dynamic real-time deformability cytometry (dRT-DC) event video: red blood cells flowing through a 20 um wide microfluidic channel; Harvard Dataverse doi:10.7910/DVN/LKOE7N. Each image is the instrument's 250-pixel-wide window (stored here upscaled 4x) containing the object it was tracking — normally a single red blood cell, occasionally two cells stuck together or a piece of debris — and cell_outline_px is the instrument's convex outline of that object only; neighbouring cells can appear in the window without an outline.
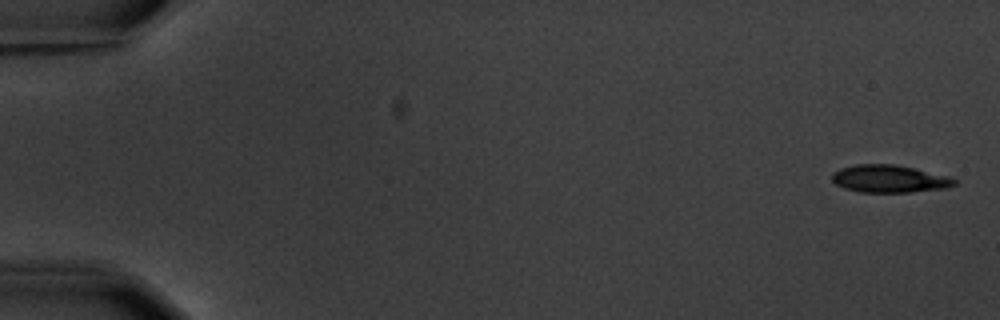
{"species": "common noctule bat (a hibernating species)", "species_latin": "Nyctalus noctula", "temperature_condition": "warm", "stored_images_in_passage": 15, "camera_frame_rate_fps": 3000, "um_per_image_px": 0.085, "animal": {"sex": "male", "body_mass_g": 20.1, "forearm_length_mm": 53.5}, "frame": {"image": 1, "passage_image": 1, "time_ms": 0.0, "image_size_px": [1000, 320], "cell_outline_px": [[956, 184], [948, 188], [908, 192], [860, 192], [844, 188], [836, 184], [832, 180], [832, 172], [840, 168], [856, 164], [892, 164], [912, 168], [948, 176], [956, 180]], "centroid_in_image_um": [75.57, 15.2], "position_along_channel_um": 9.4, "area_um2": 19.54}}
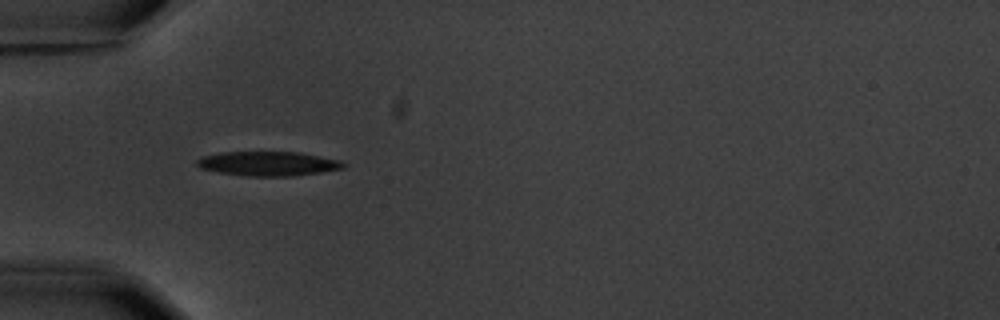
{"frame": {"image": 2, "passage_image": 5, "time_ms": 5.667, "image_size_px": [1000, 320], "cell_outline_px": [[348, 164], [344, 168], [320, 172], [292, 176], [248, 176], [220, 172], [200, 168], [196, 164], [196, 160], [204, 156], [220, 152], [300, 152], [340, 160]], "centroid_in_image_um": [22.82, 13.9], "position_along_channel_um": 62.2, "area_um2": 20.75}}
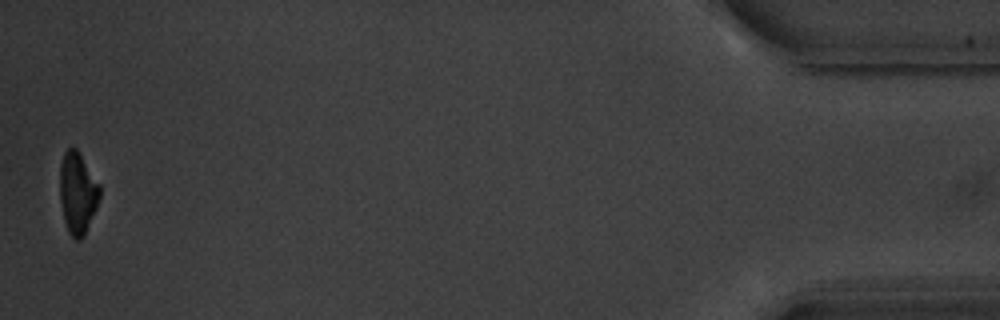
{"frame": {"image": 3, "passage_image": 15, "time_ms": 18.333, "image_size_px": [1000, 320], "cell_outline_px": [[100, 196], [96, 208], [84, 236], [80, 240], [76, 240], [68, 232], [64, 220], [60, 200], [60, 164], [64, 152], [72, 144], [76, 148], [100, 184]], "centroid_in_image_um": [6.59, 16.38], "position_along_channel_um": 428.6, "area_um2": 19.02}, "authors_computed_cell_mechanics": {"area_um2": 20.7502, "velocity_mm_per_s": 3.5827, "shape_relaxation_time_tau1_ms": 2.0004, "shape_relaxation_time_tau2_ms": null, "deformation_change_tau1": 0.1188, "deformation_change_tau2": null}}